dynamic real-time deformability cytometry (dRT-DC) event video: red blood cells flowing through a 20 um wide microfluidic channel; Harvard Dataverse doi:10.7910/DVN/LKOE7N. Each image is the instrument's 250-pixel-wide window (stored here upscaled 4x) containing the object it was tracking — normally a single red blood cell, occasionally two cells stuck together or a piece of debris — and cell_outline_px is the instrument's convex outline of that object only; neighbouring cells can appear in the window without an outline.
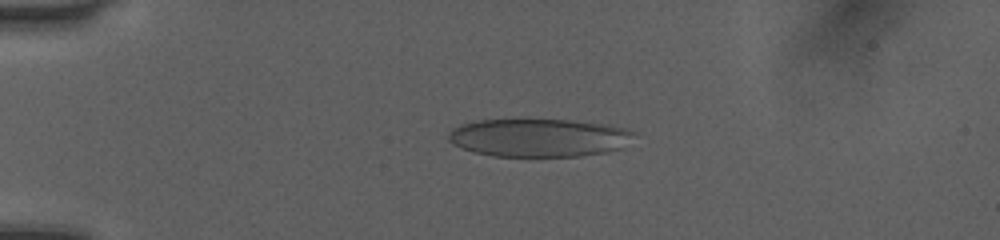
{"species": "human", "species_latin": "Homo sapiens", "temperature_condition": "room temperature", "stored_images_in_passage": 50, "camera_frame_rate_fps": 3000, "um_per_image_px": 0.085, "donor": {"sex": "female"}, "frame": {"image": 1, "passage_image": 12, "time_ms": 3.667, "image_size_px": [1000, 240], "cell_outline_px": [[636, 132], [624, 148], [604, 152], [580, 156], [492, 156], [472, 152], [452, 144], [448, 140], [448, 132], [452, 128], [460, 124], [476, 120], [512, 116], [528, 116], [612, 124]], "centroid_in_image_um": [45.75, 11.64], "position_along_channel_um": 39.3, "area_um2": 43.18}}
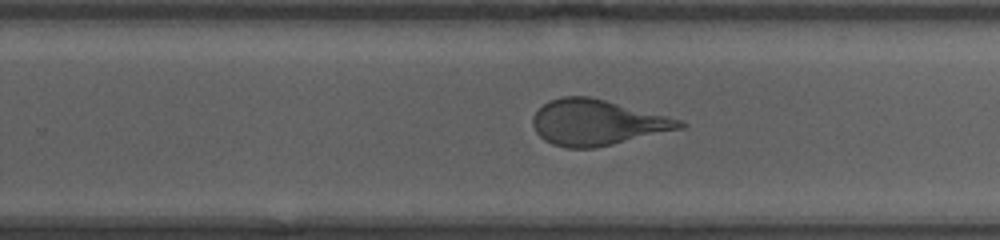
{"frame": {"image": 2, "passage_image": 33, "time_ms": 10.667, "image_size_px": [1000, 240], "cell_outline_px": [[688, 124], [684, 128], [612, 144], [592, 148], [564, 148], [552, 144], [544, 140], [536, 132], [532, 124], [532, 116], [548, 100], [560, 96], [588, 96], [684, 120]], "centroid_in_image_um": [50.74, 10.41], "position_along_channel_um": 279.1, "area_um2": 39.02}}
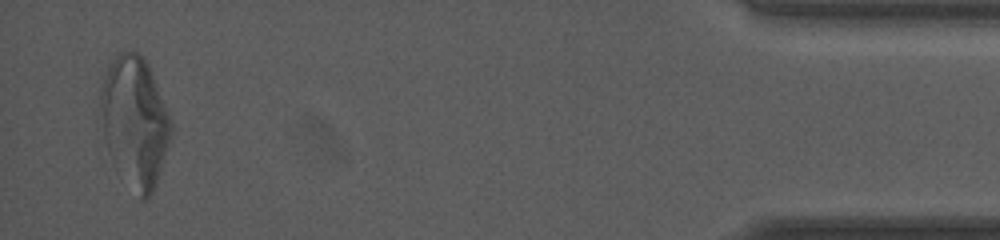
{"frame": {"image": 3, "passage_image": 49, "time_ms": 16.0, "image_size_px": [1000, 240], "cell_outline_px": [[172, 132], [152, 192], [144, 200], [140, 196], [108, 152], [104, 136], [100, 100], [100, 88], [104, 76], [112, 60], [120, 52], [136, 52], [144, 56], [148, 64], [168, 112], [172, 124]], "centroid_in_image_um": [11.45, 10.23], "position_along_channel_um": 423.7, "area_um2": 51.73}, "authors_computed_cell_mechanics": {"area_um2": 43.1766, "velocity_mm_per_s": 4.0679, "shape_relaxation_time_tau1_ms": 4.8096, "shape_relaxation_time_tau2_ms": 0.5582, "deformation_change_tau1": 0.1877, "deformation_change_tau2": 0.0648}}